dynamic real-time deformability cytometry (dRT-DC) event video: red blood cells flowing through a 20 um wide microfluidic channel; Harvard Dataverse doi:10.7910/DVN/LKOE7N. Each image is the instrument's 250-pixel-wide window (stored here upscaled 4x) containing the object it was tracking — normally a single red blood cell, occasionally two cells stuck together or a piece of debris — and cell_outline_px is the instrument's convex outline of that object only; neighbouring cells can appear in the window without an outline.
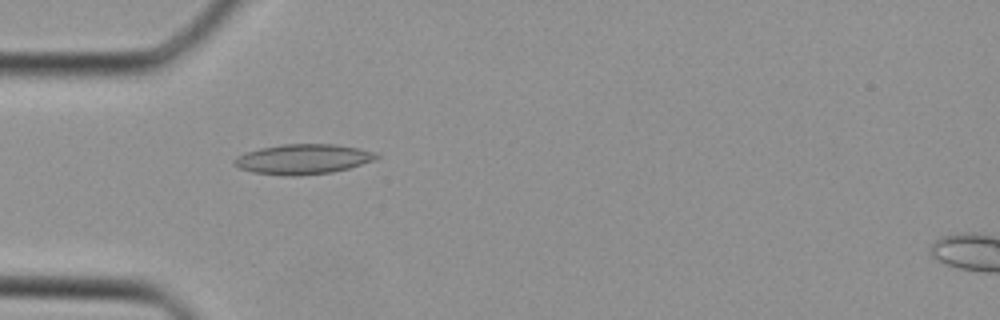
{"species": "Egyptian fruit bat (a non-hibernating species)", "species_latin": "Rousettus aegyptiacus", "temperature_condition": "cold", "stored_images_in_passage": 30, "camera_frame_rate_fps": 3000, "um_per_image_px": 0.085, "animal": {"sex": "female"}, "frame": {"image": 1, "passage_image": 2, "time_ms": 0.333, "image_size_px": [1000, 320], "cell_outline_px": [[380, 156], [372, 160], [348, 168], [332, 172], [296, 176], [288, 176], [252, 172], [240, 168], [232, 164], [232, 160], [236, 156], [244, 152], [260, 148], [284, 144], [336, 144], [376, 152]], "centroid_in_image_um": [25.69, 13.52], "position_along_channel_um": 59.3, "area_um2": 24.8}}
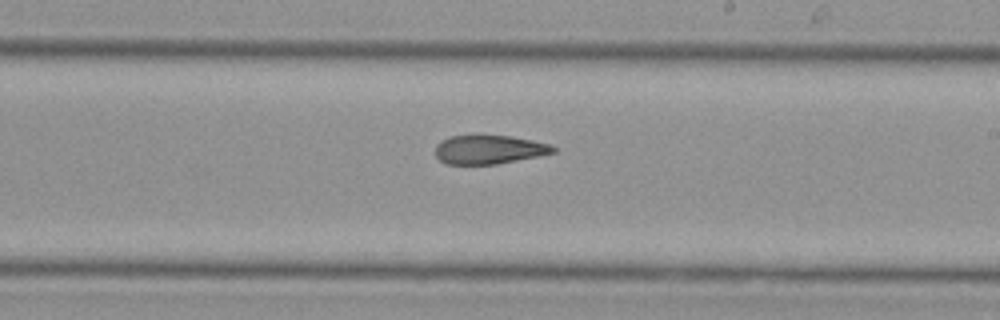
{"frame": {"image": 2, "passage_image": 13, "time_ms": 4.0, "image_size_px": [1000, 320], "cell_outline_px": [[556, 152], [496, 164], [444, 164], [436, 156], [436, 144], [440, 140], [452, 136], [512, 136], [552, 144], [556, 148]], "centroid_in_image_um": [41.56, 12.71], "position_along_channel_um": 247.4, "area_um2": 19.65}}
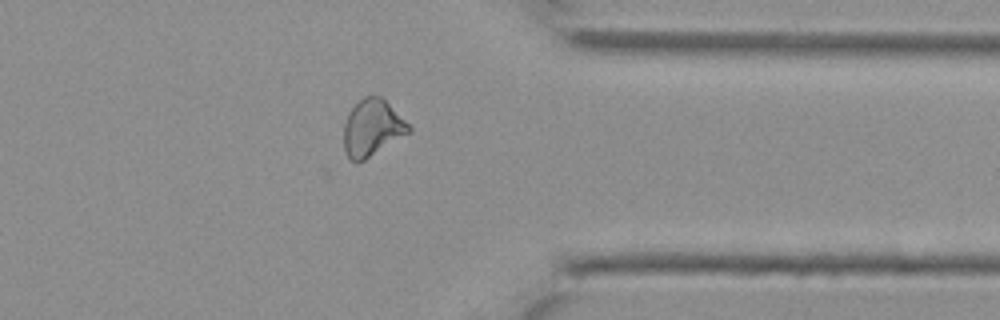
{"frame": {"image": 3, "passage_image": 21, "time_ms": 6.667, "image_size_px": [1000, 320], "cell_outline_px": [[412, 132], [364, 160], [356, 164], [344, 152], [344, 124], [348, 112], [364, 96], [380, 96], [412, 128]], "centroid_in_image_um": [31.62, 10.9], "position_along_channel_um": 379.8, "area_um2": 21.27}}